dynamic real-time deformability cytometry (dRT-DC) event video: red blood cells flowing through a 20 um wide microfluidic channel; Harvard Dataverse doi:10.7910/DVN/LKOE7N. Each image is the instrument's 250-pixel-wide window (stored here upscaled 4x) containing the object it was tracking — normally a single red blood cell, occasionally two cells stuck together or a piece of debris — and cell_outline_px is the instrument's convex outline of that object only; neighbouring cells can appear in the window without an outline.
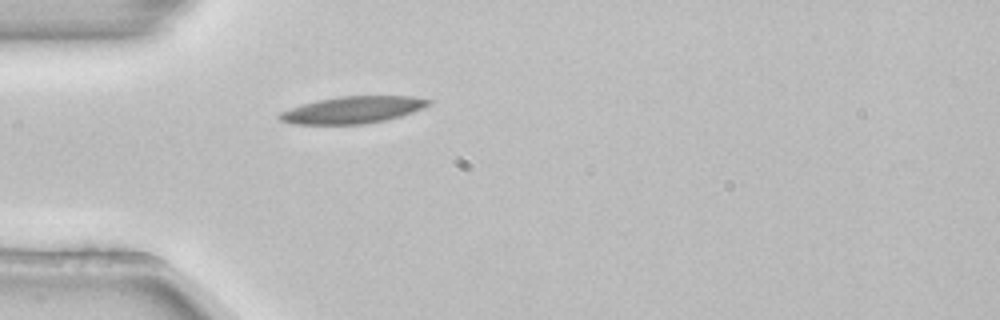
{"species": "common noctule bat (a hibernating species)", "species_latin": "Nyctalus noctula", "temperature_condition": "room temperature", "stored_images_in_passage": 1, "camera_frame_rate_fps": 3000, "um_per_image_px": 0.085, "animal": {"sex": "female", "body_mass_g": 22.7, "forearm_length_mm": 54.2}, "frame": {"image": 1, "passage_image": 1, "time_ms": 0.0, "image_size_px": [1000, 320], "cell_outline_px": [[432, 100], [428, 104], [412, 112], [400, 116], [384, 120], [360, 124], [288, 124], [280, 120], [276, 116], [280, 112], [316, 100], [340, 96], [412, 96]], "centroid_in_image_um": [29.92, 9.34], "position_along_channel_um": 55.1, "area_um2": 23.12}}